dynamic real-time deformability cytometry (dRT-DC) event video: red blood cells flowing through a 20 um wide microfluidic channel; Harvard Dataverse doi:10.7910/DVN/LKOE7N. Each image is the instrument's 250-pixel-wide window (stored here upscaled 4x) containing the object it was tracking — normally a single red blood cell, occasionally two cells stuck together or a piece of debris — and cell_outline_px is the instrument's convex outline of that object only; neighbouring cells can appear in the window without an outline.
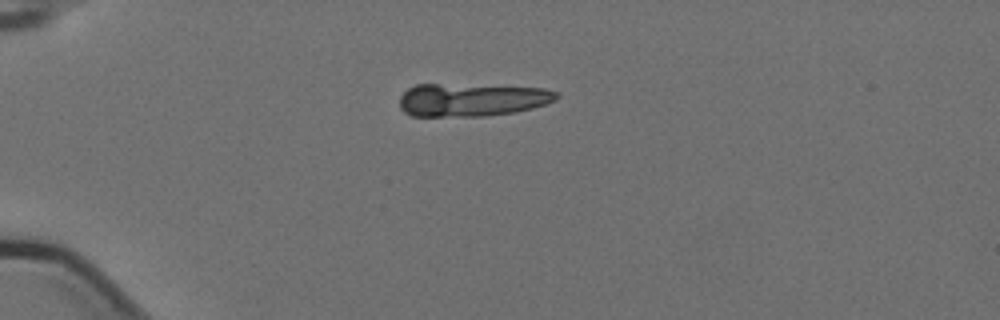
{"species": "Egyptian fruit bat (a non-hibernating species)", "species_latin": "Rousettus aegyptiacus", "temperature_condition": "cold", "stored_images_in_passage": 2, "camera_frame_rate_fps": 3000, "um_per_image_px": 0.085, "animal": {"sex": "female"}, "frame": {"image": 1, "passage_image": 1, "time_ms": 0.0, "image_size_px": [1000, 320], "cell_outline_px": [[560, 96], [556, 100], [532, 108], [516, 112], [484, 116], [412, 116], [404, 112], [400, 108], [400, 96], [408, 88], [416, 84], [436, 84], [544, 88], [560, 92]], "centroid_in_image_um": [40.1, 8.49], "position_along_channel_um": 44.9, "area_um2": 30.11}}